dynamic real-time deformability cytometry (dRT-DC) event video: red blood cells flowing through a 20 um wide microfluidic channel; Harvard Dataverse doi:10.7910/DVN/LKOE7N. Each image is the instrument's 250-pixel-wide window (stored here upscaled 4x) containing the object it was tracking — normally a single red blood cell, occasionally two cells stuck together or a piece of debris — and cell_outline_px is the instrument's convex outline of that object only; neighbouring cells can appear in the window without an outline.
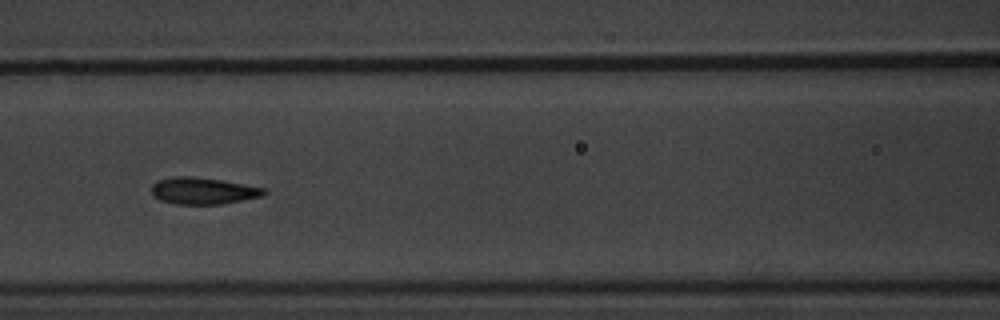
{"species": "common noctule bat (a hibernating species)", "species_latin": "Nyctalus noctula", "temperature_condition": "warm", "stored_images_in_passage": 8, "camera_frame_rate_fps": 3000, "um_per_image_px": 0.085, "animal": {"sex": "male", "body_mass_g": 20.1, "forearm_length_mm": 53.5}, "frame": {"image": 1, "passage_image": 7, "time_ms": 7.0, "image_size_px": [1000, 320], "cell_outline_px": [[268, 192], [264, 196], [224, 204], [176, 204], [160, 200], [152, 196], [152, 184], [160, 180], [176, 176], [192, 176], [220, 180], [244, 184], [264, 188]], "centroid_in_image_um": [17.29, 16.23], "position_along_channel_um": 149.3, "area_um2": 17.57}}
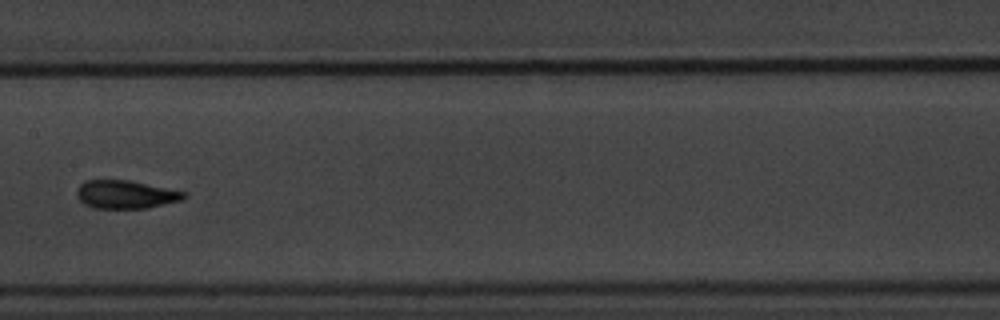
{"frame": {"image": 2, "passage_image": 8, "time_ms": 8.333, "image_size_px": [1000, 320], "cell_outline_px": [[188, 196], [180, 200], [144, 208], [92, 208], [84, 204], [76, 196], [76, 188], [84, 180], [128, 180], [188, 192]], "centroid_in_image_um": [10.64, 16.52], "position_along_channel_um": 196.8, "area_um2": 17.63}}